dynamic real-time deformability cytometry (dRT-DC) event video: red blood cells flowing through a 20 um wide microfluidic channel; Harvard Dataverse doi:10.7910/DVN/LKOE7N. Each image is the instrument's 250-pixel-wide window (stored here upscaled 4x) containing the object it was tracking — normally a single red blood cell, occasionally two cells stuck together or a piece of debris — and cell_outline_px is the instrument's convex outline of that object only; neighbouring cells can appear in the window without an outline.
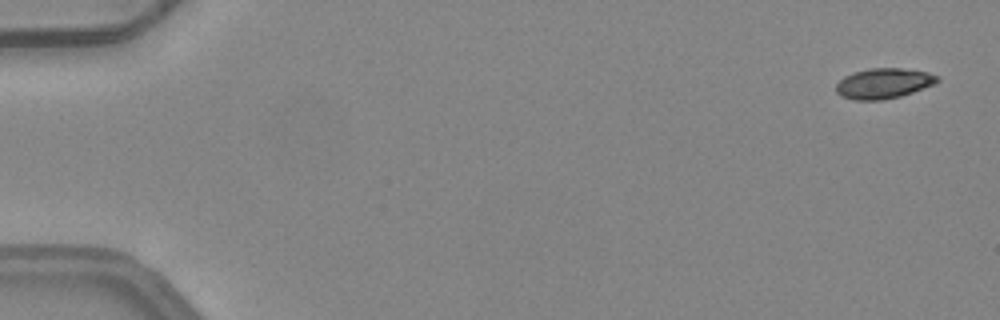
{"species": "common noctule bat (a hibernating species)", "species_latin": "Nyctalus noctula", "temperature_condition": "warm", "stored_images_in_passage": 5, "camera_frame_rate_fps": 3000, "um_per_image_px": 0.085, "animal": {"sex": "female", "body_mass_g": 24.6, "forearm_length_mm": 56.2}, "frame": {"image": 1, "passage_image": 1, "time_ms": 0.0, "image_size_px": [1000, 320], "cell_outline_px": [[940, 80], [936, 84], [900, 96], [884, 100], [856, 100], [840, 96], [836, 92], [836, 84], [844, 76], [868, 68], [900, 68], [928, 72], [940, 76]], "centroid_in_image_um": [75.13, 7.09], "position_along_channel_um": 9.9, "area_um2": 17.98}}
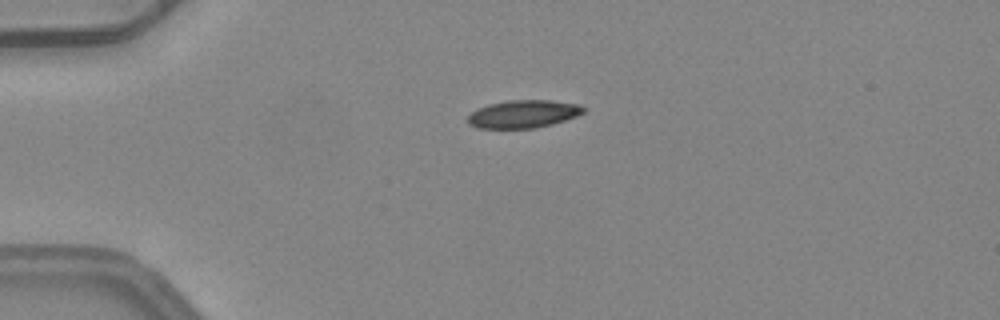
{"frame": {"image": 2, "passage_image": 4, "time_ms": 1.0, "image_size_px": [1000, 320], "cell_outline_px": [[588, 108], [584, 112], [576, 116], [552, 124], [536, 128], [476, 128], [468, 124], [468, 116], [472, 112], [488, 104], [508, 100], [552, 100], [580, 104]], "centroid_in_image_um": [44.51, 9.68], "position_along_channel_um": 40.5, "area_um2": 18.84}}